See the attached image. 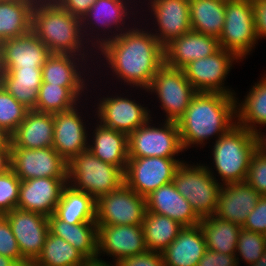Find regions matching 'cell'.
I'll list each match as a JSON object with an SVG mask.
<instances>
[{
	"label": "cell",
	"instance_id": "obj_22",
	"mask_svg": "<svg viewBox=\"0 0 266 266\" xmlns=\"http://www.w3.org/2000/svg\"><path fill=\"white\" fill-rule=\"evenodd\" d=\"M220 49L218 38L190 30L164 48L165 64L183 69L190 62L211 56Z\"/></svg>",
	"mask_w": 266,
	"mask_h": 266
},
{
	"label": "cell",
	"instance_id": "obj_1",
	"mask_svg": "<svg viewBox=\"0 0 266 266\" xmlns=\"http://www.w3.org/2000/svg\"><path fill=\"white\" fill-rule=\"evenodd\" d=\"M127 29L121 34L115 30L109 38H101L98 33V37L92 38V41L97 38L96 42L91 44L92 47L97 44L100 55L106 58L109 68L119 80L121 78L127 85L146 90L165 64L164 47L152 32L144 31V28Z\"/></svg>",
	"mask_w": 266,
	"mask_h": 266
},
{
	"label": "cell",
	"instance_id": "obj_18",
	"mask_svg": "<svg viewBox=\"0 0 266 266\" xmlns=\"http://www.w3.org/2000/svg\"><path fill=\"white\" fill-rule=\"evenodd\" d=\"M159 33H152L165 48L174 39L192 30L189 0H149Z\"/></svg>",
	"mask_w": 266,
	"mask_h": 266
},
{
	"label": "cell",
	"instance_id": "obj_15",
	"mask_svg": "<svg viewBox=\"0 0 266 266\" xmlns=\"http://www.w3.org/2000/svg\"><path fill=\"white\" fill-rule=\"evenodd\" d=\"M97 104V115L100 124L129 136L150 118V110L136 103L135 100L121 96L105 97ZM99 106V107H98Z\"/></svg>",
	"mask_w": 266,
	"mask_h": 266
},
{
	"label": "cell",
	"instance_id": "obj_33",
	"mask_svg": "<svg viewBox=\"0 0 266 266\" xmlns=\"http://www.w3.org/2000/svg\"><path fill=\"white\" fill-rule=\"evenodd\" d=\"M199 224L205 237L207 250L238 256L236 246L242 227L233 222L221 220L215 215L202 218Z\"/></svg>",
	"mask_w": 266,
	"mask_h": 266
},
{
	"label": "cell",
	"instance_id": "obj_24",
	"mask_svg": "<svg viewBox=\"0 0 266 266\" xmlns=\"http://www.w3.org/2000/svg\"><path fill=\"white\" fill-rule=\"evenodd\" d=\"M53 134L54 114L29 110L9 139L13 148L39 149L52 147Z\"/></svg>",
	"mask_w": 266,
	"mask_h": 266
},
{
	"label": "cell",
	"instance_id": "obj_7",
	"mask_svg": "<svg viewBox=\"0 0 266 266\" xmlns=\"http://www.w3.org/2000/svg\"><path fill=\"white\" fill-rule=\"evenodd\" d=\"M224 19L220 46L233 52L241 61L258 41L253 0H226Z\"/></svg>",
	"mask_w": 266,
	"mask_h": 266
},
{
	"label": "cell",
	"instance_id": "obj_47",
	"mask_svg": "<svg viewBox=\"0 0 266 266\" xmlns=\"http://www.w3.org/2000/svg\"><path fill=\"white\" fill-rule=\"evenodd\" d=\"M97 0H58L57 3L73 16L82 19Z\"/></svg>",
	"mask_w": 266,
	"mask_h": 266
},
{
	"label": "cell",
	"instance_id": "obj_6",
	"mask_svg": "<svg viewBox=\"0 0 266 266\" xmlns=\"http://www.w3.org/2000/svg\"><path fill=\"white\" fill-rule=\"evenodd\" d=\"M204 165L182 162L173 176L177 191L187 199L195 213L202 219L214 215L221 187L213 172Z\"/></svg>",
	"mask_w": 266,
	"mask_h": 266
},
{
	"label": "cell",
	"instance_id": "obj_46",
	"mask_svg": "<svg viewBox=\"0 0 266 266\" xmlns=\"http://www.w3.org/2000/svg\"><path fill=\"white\" fill-rule=\"evenodd\" d=\"M235 255L206 250L197 266H238L239 257L236 258Z\"/></svg>",
	"mask_w": 266,
	"mask_h": 266
},
{
	"label": "cell",
	"instance_id": "obj_51",
	"mask_svg": "<svg viewBox=\"0 0 266 266\" xmlns=\"http://www.w3.org/2000/svg\"><path fill=\"white\" fill-rule=\"evenodd\" d=\"M83 266H113L112 264L106 263L104 260H101V258H93V259H87ZM114 266H118V264L115 262Z\"/></svg>",
	"mask_w": 266,
	"mask_h": 266
},
{
	"label": "cell",
	"instance_id": "obj_34",
	"mask_svg": "<svg viewBox=\"0 0 266 266\" xmlns=\"http://www.w3.org/2000/svg\"><path fill=\"white\" fill-rule=\"evenodd\" d=\"M183 227L170 217L146 211L142 228L147 250L163 252Z\"/></svg>",
	"mask_w": 266,
	"mask_h": 266
},
{
	"label": "cell",
	"instance_id": "obj_36",
	"mask_svg": "<svg viewBox=\"0 0 266 266\" xmlns=\"http://www.w3.org/2000/svg\"><path fill=\"white\" fill-rule=\"evenodd\" d=\"M34 5L0 2V42L25 35L31 31Z\"/></svg>",
	"mask_w": 266,
	"mask_h": 266
},
{
	"label": "cell",
	"instance_id": "obj_12",
	"mask_svg": "<svg viewBox=\"0 0 266 266\" xmlns=\"http://www.w3.org/2000/svg\"><path fill=\"white\" fill-rule=\"evenodd\" d=\"M234 60L237 62L240 59L233 52L221 48L211 56L190 62L183 71L196 92L236 95L223 86Z\"/></svg>",
	"mask_w": 266,
	"mask_h": 266
},
{
	"label": "cell",
	"instance_id": "obj_44",
	"mask_svg": "<svg viewBox=\"0 0 266 266\" xmlns=\"http://www.w3.org/2000/svg\"><path fill=\"white\" fill-rule=\"evenodd\" d=\"M243 229L266 235V195H262L253 211L248 214Z\"/></svg>",
	"mask_w": 266,
	"mask_h": 266
},
{
	"label": "cell",
	"instance_id": "obj_54",
	"mask_svg": "<svg viewBox=\"0 0 266 266\" xmlns=\"http://www.w3.org/2000/svg\"><path fill=\"white\" fill-rule=\"evenodd\" d=\"M0 2H15L23 4H36L34 0H0Z\"/></svg>",
	"mask_w": 266,
	"mask_h": 266
},
{
	"label": "cell",
	"instance_id": "obj_42",
	"mask_svg": "<svg viewBox=\"0 0 266 266\" xmlns=\"http://www.w3.org/2000/svg\"><path fill=\"white\" fill-rule=\"evenodd\" d=\"M0 255L13 259L19 266H26L29 263L21 255L10 224L3 215H0Z\"/></svg>",
	"mask_w": 266,
	"mask_h": 266
},
{
	"label": "cell",
	"instance_id": "obj_9",
	"mask_svg": "<svg viewBox=\"0 0 266 266\" xmlns=\"http://www.w3.org/2000/svg\"><path fill=\"white\" fill-rule=\"evenodd\" d=\"M146 211V198L124 182L96 201V224L142 225Z\"/></svg>",
	"mask_w": 266,
	"mask_h": 266
},
{
	"label": "cell",
	"instance_id": "obj_3",
	"mask_svg": "<svg viewBox=\"0 0 266 266\" xmlns=\"http://www.w3.org/2000/svg\"><path fill=\"white\" fill-rule=\"evenodd\" d=\"M31 31L51 54H70L87 58L84 44L88 41L83 42L85 38L81 19L64 10L57 2L34 5Z\"/></svg>",
	"mask_w": 266,
	"mask_h": 266
},
{
	"label": "cell",
	"instance_id": "obj_19",
	"mask_svg": "<svg viewBox=\"0 0 266 266\" xmlns=\"http://www.w3.org/2000/svg\"><path fill=\"white\" fill-rule=\"evenodd\" d=\"M262 195L246 181L221 184L215 216L242 227Z\"/></svg>",
	"mask_w": 266,
	"mask_h": 266
},
{
	"label": "cell",
	"instance_id": "obj_37",
	"mask_svg": "<svg viewBox=\"0 0 266 266\" xmlns=\"http://www.w3.org/2000/svg\"><path fill=\"white\" fill-rule=\"evenodd\" d=\"M87 258L70 243L50 231L35 266H83Z\"/></svg>",
	"mask_w": 266,
	"mask_h": 266
},
{
	"label": "cell",
	"instance_id": "obj_49",
	"mask_svg": "<svg viewBox=\"0 0 266 266\" xmlns=\"http://www.w3.org/2000/svg\"><path fill=\"white\" fill-rule=\"evenodd\" d=\"M13 170V145L10 139L0 145V175Z\"/></svg>",
	"mask_w": 266,
	"mask_h": 266
},
{
	"label": "cell",
	"instance_id": "obj_13",
	"mask_svg": "<svg viewBox=\"0 0 266 266\" xmlns=\"http://www.w3.org/2000/svg\"><path fill=\"white\" fill-rule=\"evenodd\" d=\"M9 222L21 255L33 263L43 250L49 232L48 217L15 208L3 215Z\"/></svg>",
	"mask_w": 266,
	"mask_h": 266
},
{
	"label": "cell",
	"instance_id": "obj_32",
	"mask_svg": "<svg viewBox=\"0 0 266 266\" xmlns=\"http://www.w3.org/2000/svg\"><path fill=\"white\" fill-rule=\"evenodd\" d=\"M226 0H189L191 28L219 39L225 18Z\"/></svg>",
	"mask_w": 266,
	"mask_h": 266
},
{
	"label": "cell",
	"instance_id": "obj_20",
	"mask_svg": "<svg viewBox=\"0 0 266 266\" xmlns=\"http://www.w3.org/2000/svg\"><path fill=\"white\" fill-rule=\"evenodd\" d=\"M50 55L32 31L0 42V68H42Z\"/></svg>",
	"mask_w": 266,
	"mask_h": 266
},
{
	"label": "cell",
	"instance_id": "obj_4",
	"mask_svg": "<svg viewBox=\"0 0 266 266\" xmlns=\"http://www.w3.org/2000/svg\"><path fill=\"white\" fill-rule=\"evenodd\" d=\"M215 141L213 164L224 185L245 181L256 151L254 133L236 124Z\"/></svg>",
	"mask_w": 266,
	"mask_h": 266
},
{
	"label": "cell",
	"instance_id": "obj_14",
	"mask_svg": "<svg viewBox=\"0 0 266 266\" xmlns=\"http://www.w3.org/2000/svg\"><path fill=\"white\" fill-rule=\"evenodd\" d=\"M68 162L53 148H13V171L20 180L67 177Z\"/></svg>",
	"mask_w": 266,
	"mask_h": 266
},
{
	"label": "cell",
	"instance_id": "obj_38",
	"mask_svg": "<svg viewBox=\"0 0 266 266\" xmlns=\"http://www.w3.org/2000/svg\"><path fill=\"white\" fill-rule=\"evenodd\" d=\"M79 100L67 87L42 83L38 90L35 110L52 114L64 112L76 107Z\"/></svg>",
	"mask_w": 266,
	"mask_h": 266
},
{
	"label": "cell",
	"instance_id": "obj_53",
	"mask_svg": "<svg viewBox=\"0 0 266 266\" xmlns=\"http://www.w3.org/2000/svg\"><path fill=\"white\" fill-rule=\"evenodd\" d=\"M250 266H266V249L264 253L261 255L260 259L256 263Z\"/></svg>",
	"mask_w": 266,
	"mask_h": 266
},
{
	"label": "cell",
	"instance_id": "obj_28",
	"mask_svg": "<svg viewBox=\"0 0 266 266\" xmlns=\"http://www.w3.org/2000/svg\"><path fill=\"white\" fill-rule=\"evenodd\" d=\"M93 133V144L88 145L89 151L101 161L119 167L125 173L128 162V136L102 124H97Z\"/></svg>",
	"mask_w": 266,
	"mask_h": 266
},
{
	"label": "cell",
	"instance_id": "obj_26",
	"mask_svg": "<svg viewBox=\"0 0 266 266\" xmlns=\"http://www.w3.org/2000/svg\"><path fill=\"white\" fill-rule=\"evenodd\" d=\"M75 58V59H74ZM87 62L84 57L70 54H51L42 66V83L60 85L69 88L78 98L86 89L85 77L81 76L80 60ZM78 60V61H76ZM77 62V63H76ZM79 63V64H78ZM78 64V65H77Z\"/></svg>",
	"mask_w": 266,
	"mask_h": 266
},
{
	"label": "cell",
	"instance_id": "obj_31",
	"mask_svg": "<svg viewBox=\"0 0 266 266\" xmlns=\"http://www.w3.org/2000/svg\"><path fill=\"white\" fill-rule=\"evenodd\" d=\"M129 0H97L92 5V7L89 9V11L83 16L81 19V28L83 29V36L85 37L87 35L90 36V33L87 34L89 29H91V25L94 26L95 29L97 28H103L105 27L107 30H111V27L113 29L114 25L116 30L121 34L125 30L124 21L126 17L129 15V9L126 5L128 4ZM91 24V25H90ZM100 24V25H99ZM89 25V26H88ZM98 26V27H96ZM121 26L123 28H121ZM89 27V29H87ZM121 28V29H120ZM88 31H86V30ZM124 29V30H122ZM120 30V31H119Z\"/></svg>",
	"mask_w": 266,
	"mask_h": 266
},
{
	"label": "cell",
	"instance_id": "obj_45",
	"mask_svg": "<svg viewBox=\"0 0 266 266\" xmlns=\"http://www.w3.org/2000/svg\"><path fill=\"white\" fill-rule=\"evenodd\" d=\"M118 266H165L162 252L146 251L117 262Z\"/></svg>",
	"mask_w": 266,
	"mask_h": 266
},
{
	"label": "cell",
	"instance_id": "obj_55",
	"mask_svg": "<svg viewBox=\"0 0 266 266\" xmlns=\"http://www.w3.org/2000/svg\"><path fill=\"white\" fill-rule=\"evenodd\" d=\"M9 139V137L6 135V133L0 128V145L6 142Z\"/></svg>",
	"mask_w": 266,
	"mask_h": 266
},
{
	"label": "cell",
	"instance_id": "obj_8",
	"mask_svg": "<svg viewBox=\"0 0 266 266\" xmlns=\"http://www.w3.org/2000/svg\"><path fill=\"white\" fill-rule=\"evenodd\" d=\"M150 121L128 136V158H175L184 151L177 122L164 121V126L153 127Z\"/></svg>",
	"mask_w": 266,
	"mask_h": 266
},
{
	"label": "cell",
	"instance_id": "obj_5",
	"mask_svg": "<svg viewBox=\"0 0 266 266\" xmlns=\"http://www.w3.org/2000/svg\"><path fill=\"white\" fill-rule=\"evenodd\" d=\"M67 183L97 201L124 183V172L119 167L101 161L87 149L68 162Z\"/></svg>",
	"mask_w": 266,
	"mask_h": 266
},
{
	"label": "cell",
	"instance_id": "obj_25",
	"mask_svg": "<svg viewBox=\"0 0 266 266\" xmlns=\"http://www.w3.org/2000/svg\"><path fill=\"white\" fill-rule=\"evenodd\" d=\"M207 250L200 224L185 226L162 252L165 266H197Z\"/></svg>",
	"mask_w": 266,
	"mask_h": 266
},
{
	"label": "cell",
	"instance_id": "obj_21",
	"mask_svg": "<svg viewBox=\"0 0 266 266\" xmlns=\"http://www.w3.org/2000/svg\"><path fill=\"white\" fill-rule=\"evenodd\" d=\"M74 107L68 111L54 113L52 147L69 162L73 157L88 149V134L82 117Z\"/></svg>",
	"mask_w": 266,
	"mask_h": 266
},
{
	"label": "cell",
	"instance_id": "obj_27",
	"mask_svg": "<svg viewBox=\"0 0 266 266\" xmlns=\"http://www.w3.org/2000/svg\"><path fill=\"white\" fill-rule=\"evenodd\" d=\"M0 84L22 105L35 110L42 68H0Z\"/></svg>",
	"mask_w": 266,
	"mask_h": 266
},
{
	"label": "cell",
	"instance_id": "obj_10",
	"mask_svg": "<svg viewBox=\"0 0 266 266\" xmlns=\"http://www.w3.org/2000/svg\"><path fill=\"white\" fill-rule=\"evenodd\" d=\"M146 91L156 93L165 110V121L177 122L186 112L191 99L197 93L187 80L183 69L164 64L155 74Z\"/></svg>",
	"mask_w": 266,
	"mask_h": 266
},
{
	"label": "cell",
	"instance_id": "obj_41",
	"mask_svg": "<svg viewBox=\"0 0 266 266\" xmlns=\"http://www.w3.org/2000/svg\"><path fill=\"white\" fill-rule=\"evenodd\" d=\"M20 178L10 171L0 175V215H5L17 208Z\"/></svg>",
	"mask_w": 266,
	"mask_h": 266
},
{
	"label": "cell",
	"instance_id": "obj_16",
	"mask_svg": "<svg viewBox=\"0 0 266 266\" xmlns=\"http://www.w3.org/2000/svg\"><path fill=\"white\" fill-rule=\"evenodd\" d=\"M147 251L142 225H99L97 257L113 256L115 262Z\"/></svg>",
	"mask_w": 266,
	"mask_h": 266
},
{
	"label": "cell",
	"instance_id": "obj_11",
	"mask_svg": "<svg viewBox=\"0 0 266 266\" xmlns=\"http://www.w3.org/2000/svg\"><path fill=\"white\" fill-rule=\"evenodd\" d=\"M183 161L175 158H128L124 182L137 194L146 198L159 187L173 182L177 167Z\"/></svg>",
	"mask_w": 266,
	"mask_h": 266
},
{
	"label": "cell",
	"instance_id": "obj_17",
	"mask_svg": "<svg viewBox=\"0 0 266 266\" xmlns=\"http://www.w3.org/2000/svg\"><path fill=\"white\" fill-rule=\"evenodd\" d=\"M67 177H40L21 180L17 208L42 214H54Z\"/></svg>",
	"mask_w": 266,
	"mask_h": 266
},
{
	"label": "cell",
	"instance_id": "obj_52",
	"mask_svg": "<svg viewBox=\"0 0 266 266\" xmlns=\"http://www.w3.org/2000/svg\"><path fill=\"white\" fill-rule=\"evenodd\" d=\"M0 266H19L13 259L0 255Z\"/></svg>",
	"mask_w": 266,
	"mask_h": 266
},
{
	"label": "cell",
	"instance_id": "obj_30",
	"mask_svg": "<svg viewBox=\"0 0 266 266\" xmlns=\"http://www.w3.org/2000/svg\"><path fill=\"white\" fill-rule=\"evenodd\" d=\"M54 215L68 224L96 222V200L67 184L63 188Z\"/></svg>",
	"mask_w": 266,
	"mask_h": 266
},
{
	"label": "cell",
	"instance_id": "obj_40",
	"mask_svg": "<svg viewBox=\"0 0 266 266\" xmlns=\"http://www.w3.org/2000/svg\"><path fill=\"white\" fill-rule=\"evenodd\" d=\"M265 249L266 235L241 229L238 235L236 252L249 266L260 259Z\"/></svg>",
	"mask_w": 266,
	"mask_h": 266
},
{
	"label": "cell",
	"instance_id": "obj_56",
	"mask_svg": "<svg viewBox=\"0 0 266 266\" xmlns=\"http://www.w3.org/2000/svg\"><path fill=\"white\" fill-rule=\"evenodd\" d=\"M36 3H50L57 2L58 0H34Z\"/></svg>",
	"mask_w": 266,
	"mask_h": 266
},
{
	"label": "cell",
	"instance_id": "obj_35",
	"mask_svg": "<svg viewBox=\"0 0 266 266\" xmlns=\"http://www.w3.org/2000/svg\"><path fill=\"white\" fill-rule=\"evenodd\" d=\"M236 105L237 124L255 133L257 125H266V76L253 85L247 97Z\"/></svg>",
	"mask_w": 266,
	"mask_h": 266
},
{
	"label": "cell",
	"instance_id": "obj_50",
	"mask_svg": "<svg viewBox=\"0 0 266 266\" xmlns=\"http://www.w3.org/2000/svg\"><path fill=\"white\" fill-rule=\"evenodd\" d=\"M260 130H257L254 133L255 141H256V151L261 153L263 156L266 157V135H262Z\"/></svg>",
	"mask_w": 266,
	"mask_h": 266
},
{
	"label": "cell",
	"instance_id": "obj_2",
	"mask_svg": "<svg viewBox=\"0 0 266 266\" xmlns=\"http://www.w3.org/2000/svg\"><path fill=\"white\" fill-rule=\"evenodd\" d=\"M236 99L220 92H197L177 121L183 149L203 145L211 136L218 139L235 126Z\"/></svg>",
	"mask_w": 266,
	"mask_h": 266
},
{
	"label": "cell",
	"instance_id": "obj_39",
	"mask_svg": "<svg viewBox=\"0 0 266 266\" xmlns=\"http://www.w3.org/2000/svg\"><path fill=\"white\" fill-rule=\"evenodd\" d=\"M29 111L0 84V128L9 137Z\"/></svg>",
	"mask_w": 266,
	"mask_h": 266
},
{
	"label": "cell",
	"instance_id": "obj_23",
	"mask_svg": "<svg viewBox=\"0 0 266 266\" xmlns=\"http://www.w3.org/2000/svg\"><path fill=\"white\" fill-rule=\"evenodd\" d=\"M147 211L178 221L181 225L195 226L201 218L176 189L173 182L163 185L146 197Z\"/></svg>",
	"mask_w": 266,
	"mask_h": 266
},
{
	"label": "cell",
	"instance_id": "obj_43",
	"mask_svg": "<svg viewBox=\"0 0 266 266\" xmlns=\"http://www.w3.org/2000/svg\"><path fill=\"white\" fill-rule=\"evenodd\" d=\"M245 181L261 195H266V157L258 151H255L250 159Z\"/></svg>",
	"mask_w": 266,
	"mask_h": 266
},
{
	"label": "cell",
	"instance_id": "obj_57",
	"mask_svg": "<svg viewBox=\"0 0 266 266\" xmlns=\"http://www.w3.org/2000/svg\"><path fill=\"white\" fill-rule=\"evenodd\" d=\"M26 266H35L33 263H28Z\"/></svg>",
	"mask_w": 266,
	"mask_h": 266
},
{
	"label": "cell",
	"instance_id": "obj_29",
	"mask_svg": "<svg viewBox=\"0 0 266 266\" xmlns=\"http://www.w3.org/2000/svg\"><path fill=\"white\" fill-rule=\"evenodd\" d=\"M48 222L49 231L52 234L70 243L87 259L97 258L98 225L96 222L68 224L54 214L48 217Z\"/></svg>",
	"mask_w": 266,
	"mask_h": 266
},
{
	"label": "cell",
	"instance_id": "obj_48",
	"mask_svg": "<svg viewBox=\"0 0 266 266\" xmlns=\"http://www.w3.org/2000/svg\"><path fill=\"white\" fill-rule=\"evenodd\" d=\"M255 29L258 39L266 37V0H253Z\"/></svg>",
	"mask_w": 266,
	"mask_h": 266
}]
</instances>
